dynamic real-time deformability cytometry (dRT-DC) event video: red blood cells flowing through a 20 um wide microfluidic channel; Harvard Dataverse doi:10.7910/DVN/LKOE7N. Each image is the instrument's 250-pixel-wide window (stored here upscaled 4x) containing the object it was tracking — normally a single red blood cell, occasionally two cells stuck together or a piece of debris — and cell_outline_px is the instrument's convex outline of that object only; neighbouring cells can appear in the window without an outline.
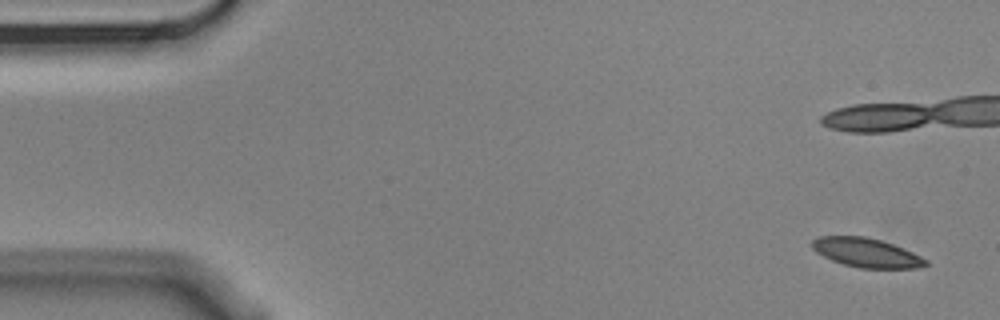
{"species": "Egyptian fruit bat (a non-hibernating species)", "species_latin": "Rousettus aegyptiacus", "temperature_condition": "cold", "stored_images_in_passage": 5, "camera_frame_rate_fps": 3000, "um_per_image_px": 0.085, "animal": {"sex": "male"}, "frame": {"image": 1, "passage_image": 1, "time_ms": 0.0, "image_size_px": [1000, 320], "cell_outline_px": [[928, 264], [916, 268], [860, 268], [844, 264], [832, 260], [816, 252], [812, 248], [812, 240], [820, 236], [864, 236], [880, 240], [892, 244], [912, 252], [928, 260]], "centroid_in_image_um": [73.63, 21.48], "position_along_channel_um": 11.4, "area_um2": 19.07}}